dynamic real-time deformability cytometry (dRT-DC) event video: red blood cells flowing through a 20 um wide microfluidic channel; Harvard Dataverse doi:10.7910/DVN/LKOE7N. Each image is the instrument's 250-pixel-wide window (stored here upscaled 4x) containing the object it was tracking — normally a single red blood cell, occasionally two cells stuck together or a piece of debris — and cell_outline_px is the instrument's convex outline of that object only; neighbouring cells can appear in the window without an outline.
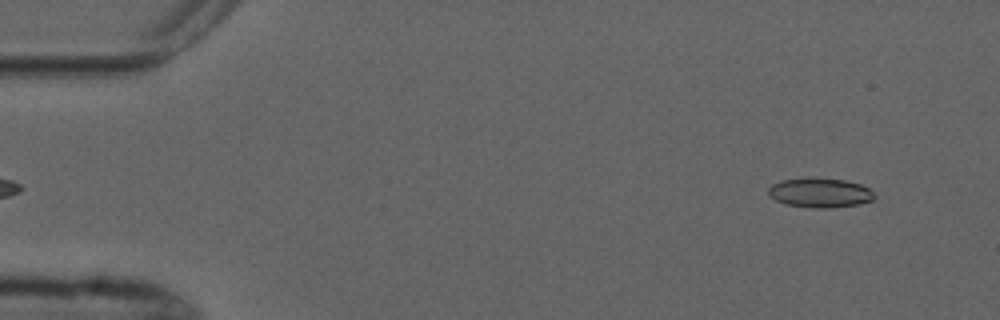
{"species": "common noctule bat (a hibernating species)", "species_latin": "Nyctalus noctula", "temperature_condition": "cold", "stored_images_in_passage": 5, "camera_frame_rate_fps": 3000, "um_per_image_px": 0.085, "animal": {"sex": "male", "forearm_length_mm": 52.5}, "frame": {"image": 1, "passage_image": 5, "time_ms": 5.667, "image_size_px": [1000, 320], "cell_outline_px": [[876, 196], [872, 200], [860, 204], [832, 208], [816, 208], [784, 204], [768, 196], [768, 188], [772, 184], [780, 180], [844, 180], [860, 184], [868, 188]], "centroid_in_image_um": [69.7, 16.43], "position_along_channel_um": 15.3, "area_um2": 17.69}}